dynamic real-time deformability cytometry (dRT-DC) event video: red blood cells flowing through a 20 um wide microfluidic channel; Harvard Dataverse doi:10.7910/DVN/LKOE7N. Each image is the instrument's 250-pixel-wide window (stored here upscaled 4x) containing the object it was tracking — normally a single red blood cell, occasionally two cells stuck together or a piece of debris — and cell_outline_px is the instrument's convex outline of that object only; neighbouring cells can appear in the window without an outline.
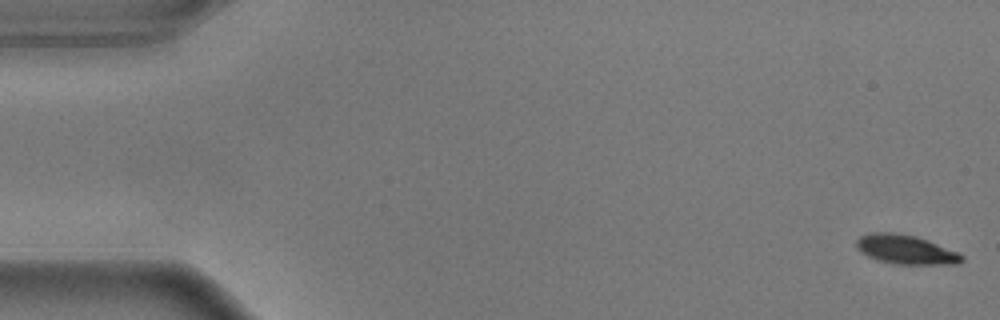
{"species": "common noctule bat (a hibernating species)", "species_latin": "Nyctalus noctula", "temperature_condition": "warm", "stored_images_in_passage": 56, "camera_frame_rate_fps": 3000, "um_per_image_px": 0.085, "animal": {"sex": "male", "body_mass_g": 17.9}, "frame": {"image": 1, "passage_image": 1, "time_ms": 0.0, "image_size_px": [1000, 320], "cell_outline_px": [[964, 260], [956, 264], [896, 264], [876, 260], [860, 252], [856, 248], [856, 240], [860, 236], [872, 232], [892, 232], [916, 236], [956, 252], [964, 256]], "centroid_in_image_um": [76.93, 21.21], "position_along_channel_um": 8.1, "area_um2": 17.8}}
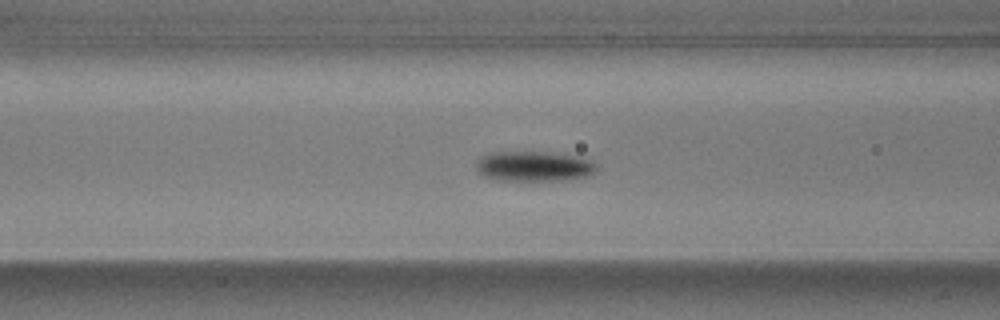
{"frame": {"image": 2, "passage_image": 22, "time_ms": 7.0, "image_size_px": [1000, 320], "cell_outline_px": [[596, 168], [588, 176], [568, 180], [496, 180], [484, 176], [476, 168], [476, 164], [480, 156], [488, 152], [548, 152], [576, 156], [588, 160], [596, 164]], "centroid_in_image_um": [45.34, 14.13], "position_along_channel_um": 121.3, "area_um2": 21.04}}
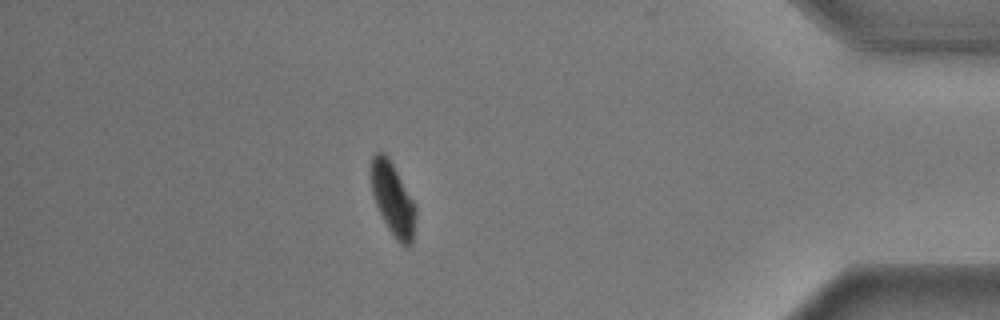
{"frame": {"image": 3, "passage_image": 49, "time_ms": 16.0, "image_size_px": [1000, 320], "cell_outline_px": [[416, 216], [412, 244], [408, 248], [400, 244], [396, 240], [388, 228], [372, 196], [368, 172], [368, 168], [372, 156], [376, 152], [384, 152], [388, 156], [416, 204]], "centroid_in_image_um": [33.36, 16.89], "position_along_channel_um": 401.8, "area_um2": 19.54}, "authors_computed_cell_mechanics": {"area_um2": 20.1144, "velocity_mm_per_s": 3.5974, "shape_relaxation_time_tau1_ms": 3.35, "shape_relaxation_time_tau2_ms": null, "deformation_change_tau1": 0.164, "deformation_change_tau2": null}}